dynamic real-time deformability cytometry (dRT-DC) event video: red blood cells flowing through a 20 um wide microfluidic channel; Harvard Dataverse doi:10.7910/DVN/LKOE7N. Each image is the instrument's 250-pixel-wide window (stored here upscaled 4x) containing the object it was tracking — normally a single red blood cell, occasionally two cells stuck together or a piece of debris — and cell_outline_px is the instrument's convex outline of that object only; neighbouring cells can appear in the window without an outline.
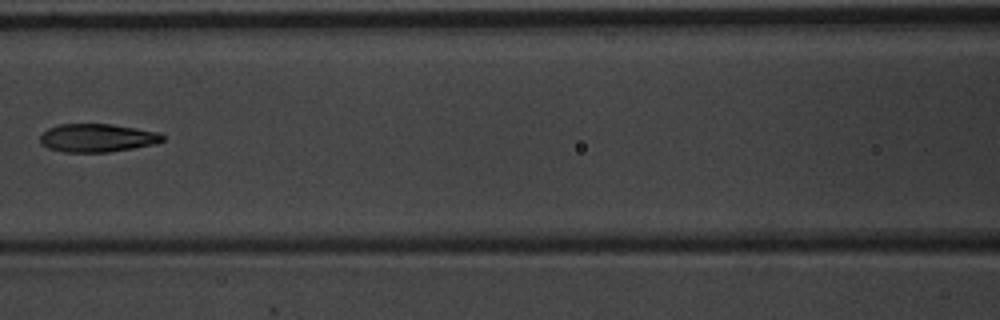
{"species": "common noctule bat (a hibernating species)", "species_latin": "Nyctalus noctula", "temperature_condition": "warm", "stored_images_in_passage": 8, "camera_frame_rate_fps": 3000, "um_per_image_px": 0.085, "animal": {"sex": "male", "body_mass_g": 20.1, "forearm_length_mm": 53.5}, "frame": {"image": 1, "passage_image": 7, "time_ms": 2.0, "image_size_px": [1000, 320], "cell_outline_px": [[164, 140], [156, 144], [108, 152], [64, 152], [48, 148], [40, 144], [40, 136], [48, 128], [60, 124], [112, 124], [160, 132], [164, 136]], "centroid_in_image_um": [8.27, 11.72], "position_along_channel_um": 158.3, "area_um2": 20.23}}
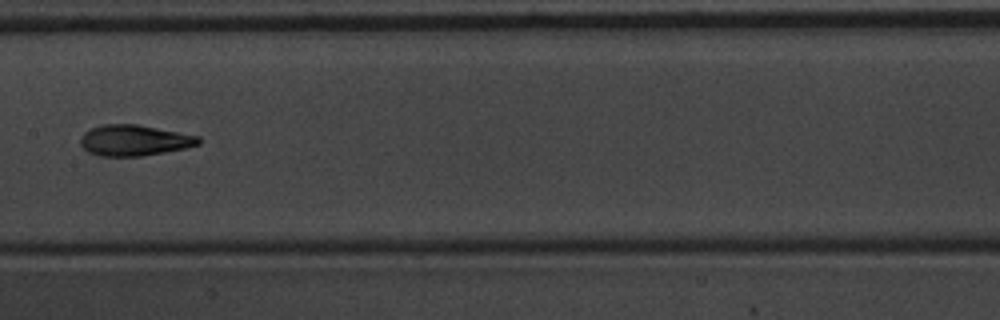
{"frame": {"image": 2, "passage_image": 8, "time_ms": 2.333, "image_size_px": [1000, 320], "cell_outline_px": [[200, 144], [184, 148], [144, 156], [100, 156], [88, 152], [80, 144], [80, 136], [84, 132], [92, 128], [104, 124], [136, 124], [200, 136]], "centroid_in_image_um": [11.39, 11.93], "position_along_channel_um": 196.0, "area_um2": 21.21}}